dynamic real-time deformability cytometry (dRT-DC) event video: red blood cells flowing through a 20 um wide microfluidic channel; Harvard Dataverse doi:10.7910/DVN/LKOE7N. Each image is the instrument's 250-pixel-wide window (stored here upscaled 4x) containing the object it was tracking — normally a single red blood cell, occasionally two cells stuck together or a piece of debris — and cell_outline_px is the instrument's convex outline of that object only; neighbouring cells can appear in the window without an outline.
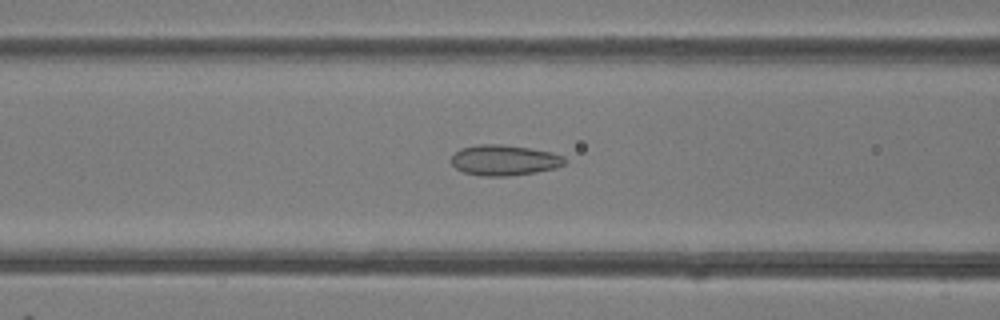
{"species": "common noctule bat (a hibernating species)", "species_latin": "Nyctalus noctula", "temperature_condition": "room temperature", "stored_images_in_passage": 48, "camera_frame_rate_fps": 3000, "um_per_image_px": 0.085, "animal": {"sex": "female"}, "frame": {"image": 1, "passage_image": 19, "time_ms": 6.0, "image_size_px": [1000, 320], "cell_outline_px": [[564, 164], [556, 168], [532, 172], [504, 176], [480, 176], [464, 172], [456, 168], [452, 164], [452, 156], [460, 148], [480, 144], [500, 144], [528, 148], [552, 152], [564, 156]], "centroid_in_image_um": [42.84, 13.61], "position_along_channel_um": 123.8, "area_um2": 19.94}}
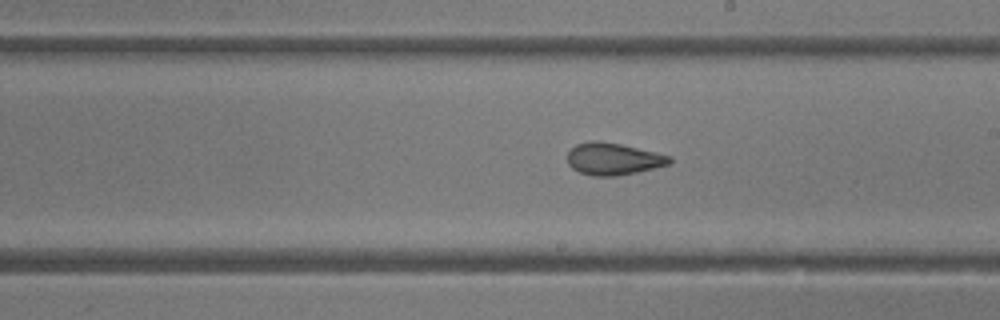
{"frame": {"image": 2, "passage_image": 27, "time_ms": 8.667, "image_size_px": [1000, 320], "cell_outline_px": [[672, 164], [636, 172], [616, 176], [592, 176], [580, 172], [572, 168], [568, 164], [568, 152], [576, 144], [588, 140], [596, 140], [620, 144], [656, 152], [672, 156]], "centroid_in_image_um": [52.14, 13.5], "position_along_channel_um": 236.9, "area_um2": 19.19}}
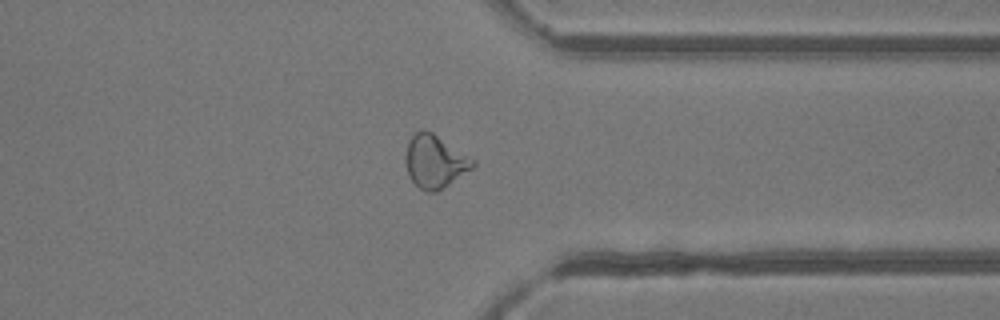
{"frame": {"image": 3, "passage_image": 37, "time_ms": 12.0, "image_size_px": [1000, 320], "cell_outline_px": [[476, 164], [472, 168], [436, 192], [428, 192], [420, 188], [408, 176], [404, 160], [404, 156], [408, 144], [412, 136], [416, 132], [424, 128], [432, 132], [476, 160]], "centroid_in_image_um": [36.94, 13.71], "position_along_channel_um": 374.5, "area_um2": 20.63}, "authors_computed_cell_mechanics": {"area_um2": 21.1259, "velocity_mm_per_s": 4.2319, "shape_relaxation_time_tau1_ms": null, "shape_relaxation_time_tau2_ms": 1.6687, "deformation_change_tau1": null, "deformation_change_tau2": 0.0851}}